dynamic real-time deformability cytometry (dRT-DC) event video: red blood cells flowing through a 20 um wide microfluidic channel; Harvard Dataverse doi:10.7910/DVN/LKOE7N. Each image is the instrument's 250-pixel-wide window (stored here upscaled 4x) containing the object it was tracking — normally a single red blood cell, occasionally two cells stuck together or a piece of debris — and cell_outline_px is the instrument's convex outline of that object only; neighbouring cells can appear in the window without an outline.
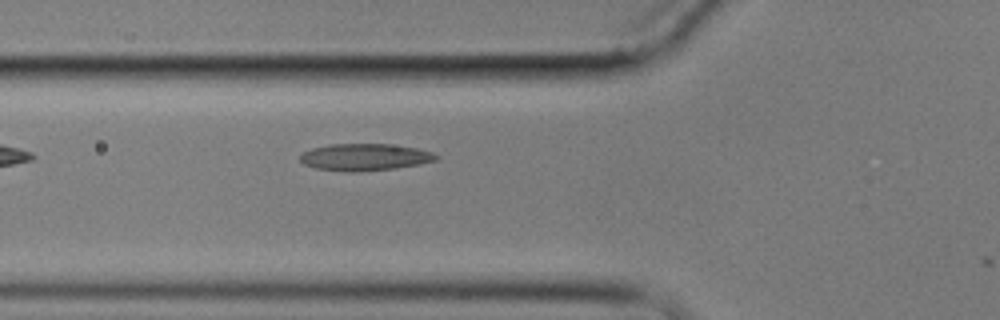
{"species": "common noctule bat (a hibernating species)", "species_latin": "Nyctalus noctula", "temperature_condition": "cold", "stored_images_in_passage": 5, "camera_frame_rate_fps": 3000, "um_per_image_px": 0.085, "animal": {"sex": "male", "body_mass_g": 17.9}, "frame": {"image": 1, "passage_image": 5, "time_ms": 5.667, "image_size_px": [1000, 320], "cell_outline_px": [[440, 156], [436, 160], [420, 164], [396, 168], [352, 172], [348, 172], [316, 168], [304, 164], [300, 160], [300, 156], [304, 152], [312, 148], [328, 144], [388, 144], [416, 148], [432, 152]], "centroid_in_image_um": [31.01, 13.35], "position_along_channel_um": 94.8, "area_um2": 21.27}}